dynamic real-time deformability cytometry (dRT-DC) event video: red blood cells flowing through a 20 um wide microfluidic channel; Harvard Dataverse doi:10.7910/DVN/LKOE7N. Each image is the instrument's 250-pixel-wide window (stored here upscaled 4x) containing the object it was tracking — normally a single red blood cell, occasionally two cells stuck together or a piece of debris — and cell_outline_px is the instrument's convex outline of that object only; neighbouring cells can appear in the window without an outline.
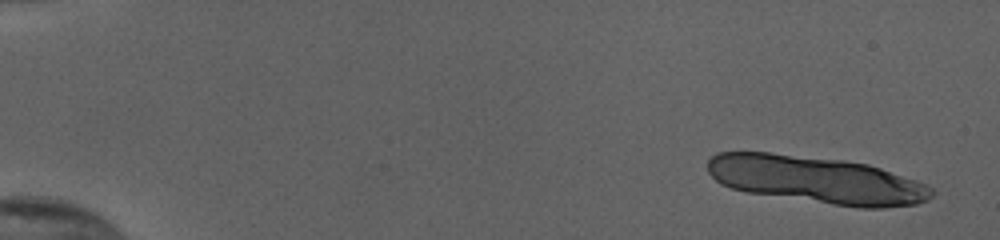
{"species": "human", "species_latin": "Homo sapiens", "temperature_condition": "cold", "stored_images_in_passage": 15, "camera_frame_rate_fps": 3000, "um_per_image_px": 0.085, "donor": {"sex": "female"}, "frame": {"image": 1, "passage_image": 1, "time_ms": 0.0, "image_size_px": [1000, 240], "cell_outline_px": [[932, 196], [928, 200], [916, 204], [884, 208], [856, 208], [748, 192], [732, 188], [720, 184], [708, 172], [708, 160], [716, 152], [768, 152], [844, 160], [868, 164], [880, 168], [924, 184], [932, 188]], "centroid_in_image_um": [69.38, 15.28], "position_along_channel_um": 15.6, "area_um2": 61.56}}